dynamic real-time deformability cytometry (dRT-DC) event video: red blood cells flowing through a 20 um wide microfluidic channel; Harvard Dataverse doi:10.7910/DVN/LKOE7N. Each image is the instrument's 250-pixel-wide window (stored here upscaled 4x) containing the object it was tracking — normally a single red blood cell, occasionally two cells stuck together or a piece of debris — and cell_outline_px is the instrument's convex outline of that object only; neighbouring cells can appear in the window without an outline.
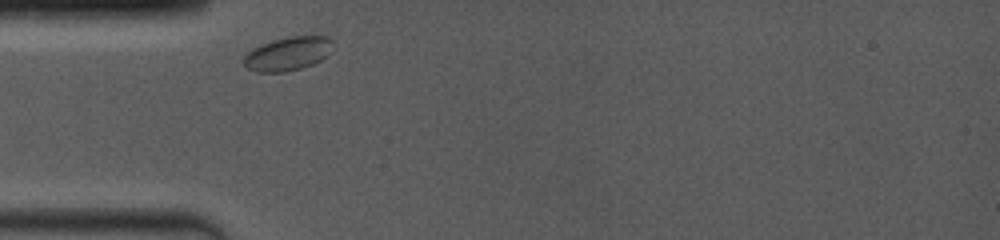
{"species": "common noctule bat (a hibernating species)", "species_latin": "Nyctalus noctula", "temperature_condition": "room temperature", "stored_images_in_passage": 20, "camera_frame_rate_fps": 4000, "um_per_image_px": 0.085, "animal": {"sex": "female", "body_mass_g": 19.0, "forearm_length_mm": 53.3}, "frame": {"image": 1, "passage_image": 1, "time_ms": 0.0, "image_size_px": [1000, 240], "cell_outline_px": [[332, 52], [328, 56], [312, 64], [300, 68], [284, 72], [256, 72], [248, 68], [244, 64], [244, 56], [252, 48], [272, 40], [288, 36], [328, 36], [332, 40]], "centroid_in_image_um": [24.49, 4.55], "position_along_channel_um": 60.5, "area_um2": 17.57}}
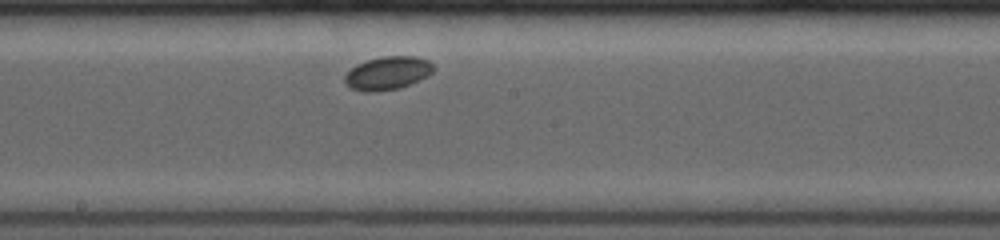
{"frame": {"image": 2, "passage_image": 9, "time_ms": 4.25, "image_size_px": [1000, 240], "cell_outline_px": [[436, 68], [428, 76], [420, 80], [400, 88], [376, 92], [364, 92], [352, 88], [344, 80], [344, 76], [356, 64], [368, 60], [384, 56], [416, 56], [428, 60]], "centroid_in_image_um": [32.98, 6.22], "position_along_channel_um": 215.2, "area_um2": 17.22}}
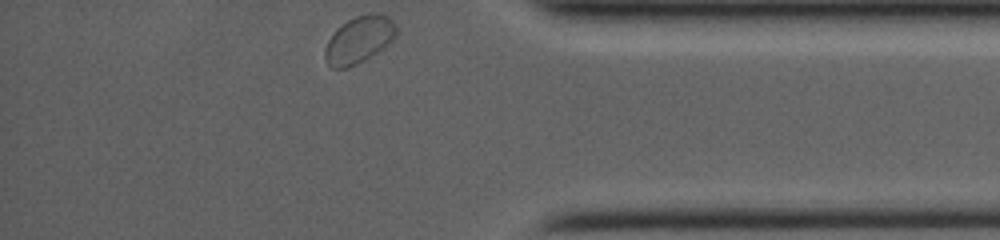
{"frame": {"image": 3, "passage_image": 20, "time_ms": 9.5, "image_size_px": [1000, 240], "cell_outline_px": [[400, 32], [388, 44], [364, 60], [348, 68], [332, 68], [328, 64], [324, 56], [324, 48], [328, 40], [336, 28], [348, 20], [356, 16], [368, 12], [376, 12], [388, 16], [396, 24]], "centroid_in_image_um": [30.54, 3.35], "position_along_channel_um": 404.7, "area_um2": 19.77}}